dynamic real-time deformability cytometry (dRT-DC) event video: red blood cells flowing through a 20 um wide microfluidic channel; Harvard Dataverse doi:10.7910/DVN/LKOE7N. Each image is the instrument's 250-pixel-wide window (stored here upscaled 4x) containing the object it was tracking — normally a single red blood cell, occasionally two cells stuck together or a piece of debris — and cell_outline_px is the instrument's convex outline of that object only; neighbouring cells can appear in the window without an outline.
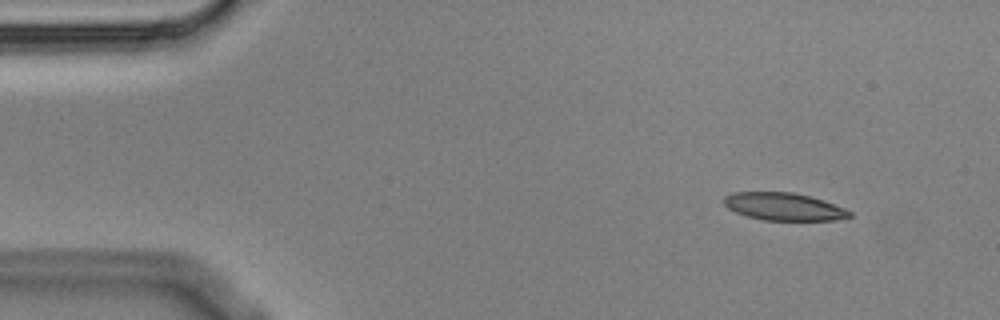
{"species": "Egyptian fruit bat (a non-hibernating species)", "species_latin": "Rousettus aegyptiacus", "temperature_condition": "cold", "stored_images_in_passage": 5, "camera_frame_rate_fps": 3000, "um_per_image_px": 0.085, "animal": {"sex": "male"}, "frame": {"image": 1, "passage_image": 1, "time_ms": 0.0, "image_size_px": [1000, 320], "cell_outline_px": [[852, 216], [836, 220], [764, 220], [748, 216], [736, 212], [728, 208], [724, 204], [724, 196], [732, 192], [792, 192], [824, 200], [844, 208], [852, 212]], "centroid_in_image_um": [66.62, 17.56], "position_along_channel_um": 18.4, "area_um2": 20.11}}
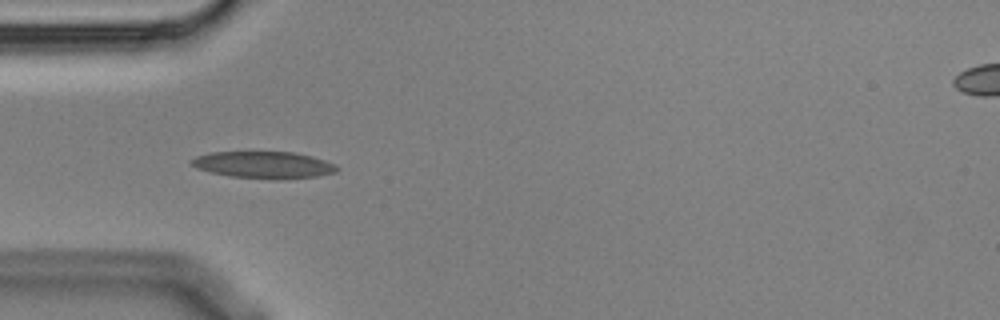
{"frame": {"image": 2, "passage_image": 4, "time_ms": 1.0, "image_size_px": [1000, 320], "cell_outline_px": [[340, 168], [336, 172], [316, 176], [232, 176], [212, 172], [196, 168], [188, 160], [196, 156], [212, 152], [292, 152], [312, 156], [336, 164]], "centroid_in_image_um": [22.38, 13.95], "position_along_channel_um": 62.6, "area_um2": 21.56}}
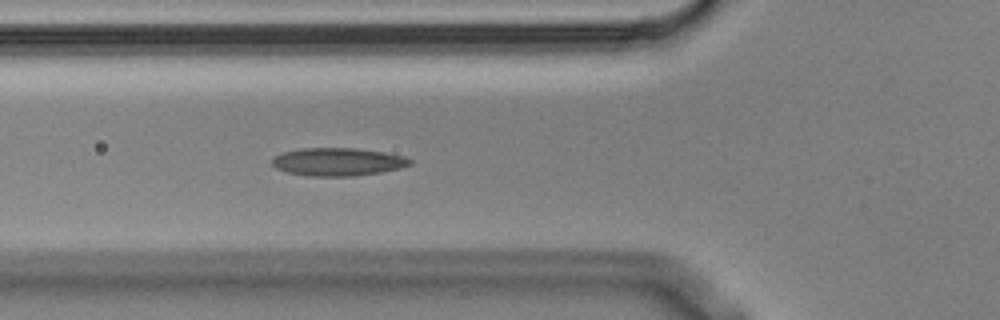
{"frame": {"image": 3, "passage_image": 5, "time_ms": 1.333, "image_size_px": [1000, 320], "cell_outline_px": [[412, 164], [400, 168], [380, 172], [356, 176], [308, 176], [288, 172], [276, 168], [272, 164], [272, 160], [276, 156], [284, 152], [300, 148], [356, 148], [384, 152], [404, 156], [412, 160]], "centroid_in_image_um": [28.74, 13.75], "position_along_channel_um": 97.1, "area_um2": 22.43}}